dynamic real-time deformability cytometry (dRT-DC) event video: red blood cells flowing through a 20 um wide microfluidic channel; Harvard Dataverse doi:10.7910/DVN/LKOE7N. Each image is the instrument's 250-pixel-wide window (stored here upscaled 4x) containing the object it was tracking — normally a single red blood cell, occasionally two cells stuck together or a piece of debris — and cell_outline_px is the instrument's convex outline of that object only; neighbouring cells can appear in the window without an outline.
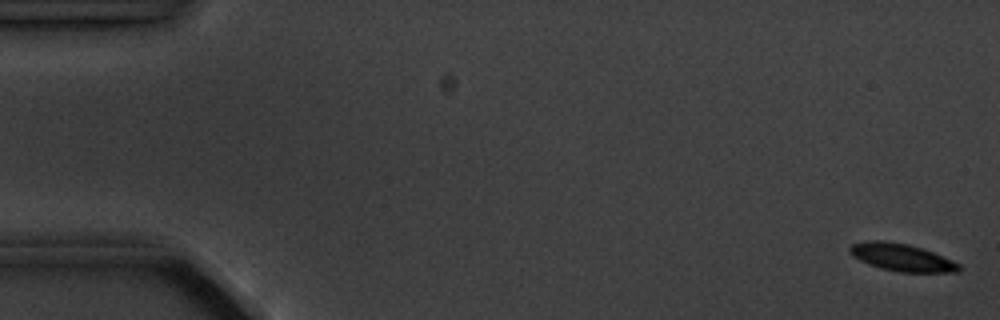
{"species": "common noctule bat (a hibernating species)", "species_latin": "Nyctalus noctula", "temperature_condition": "cold", "stored_images_in_passage": 6, "camera_frame_rate_fps": 3000, "um_per_image_px": 0.085, "animal": {"sex": "male", "body_mass_g": 20.1, "forearm_length_mm": 53.5}, "frame": {"image": 1, "passage_image": 1, "time_ms": 0.0, "image_size_px": [1000, 320], "cell_outline_px": [[960, 272], [900, 272], [880, 268], [868, 264], [852, 256], [848, 252], [848, 248], [852, 244], [868, 240], [884, 240], [908, 244], [932, 252], [960, 264]], "centroid_in_image_um": [76.59, 21.87], "position_along_channel_um": 8.4, "area_um2": 17.4}}
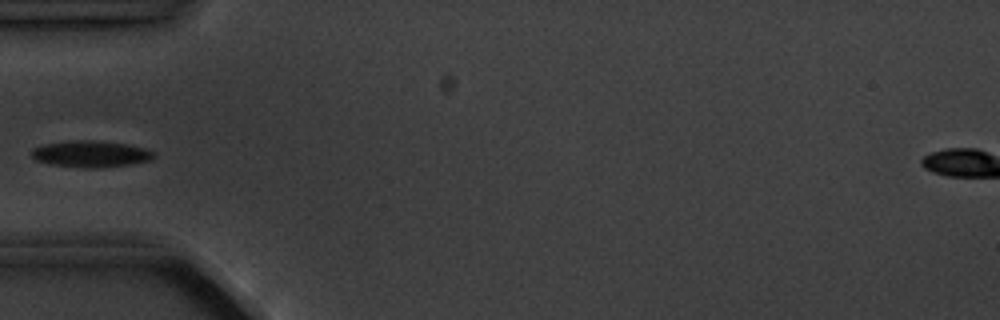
{"frame": {"image": 2, "passage_image": 6, "time_ms": 5.667, "image_size_px": [1000, 320], "cell_outline_px": [[156, 156], [152, 160], [128, 164], [100, 168], [84, 168], [48, 164], [36, 160], [32, 156], [32, 148], [44, 144], [76, 140], [96, 140], [128, 144], [144, 148], [156, 152]], "centroid_in_image_um": [7.74, 13.08], "position_along_channel_um": 77.3, "area_um2": 19.02}}